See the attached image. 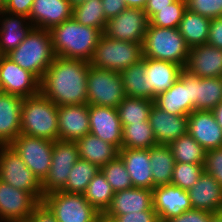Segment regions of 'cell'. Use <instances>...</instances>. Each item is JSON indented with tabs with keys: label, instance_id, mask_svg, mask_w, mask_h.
I'll use <instances>...</instances> for the list:
<instances>
[{
	"label": "cell",
	"instance_id": "6da1fadb",
	"mask_svg": "<svg viewBox=\"0 0 222 222\" xmlns=\"http://www.w3.org/2000/svg\"><path fill=\"white\" fill-rule=\"evenodd\" d=\"M90 63L55 56L40 80V93L56 106L87 104Z\"/></svg>",
	"mask_w": 222,
	"mask_h": 222
},
{
	"label": "cell",
	"instance_id": "7a4b0ae2",
	"mask_svg": "<svg viewBox=\"0 0 222 222\" xmlns=\"http://www.w3.org/2000/svg\"><path fill=\"white\" fill-rule=\"evenodd\" d=\"M52 47L56 56L90 62L102 30L79 24L73 17L52 27Z\"/></svg>",
	"mask_w": 222,
	"mask_h": 222
},
{
	"label": "cell",
	"instance_id": "3957f363",
	"mask_svg": "<svg viewBox=\"0 0 222 222\" xmlns=\"http://www.w3.org/2000/svg\"><path fill=\"white\" fill-rule=\"evenodd\" d=\"M20 126L23 135L59 140L58 106L41 93L23 98Z\"/></svg>",
	"mask_w": 222,
	"mask_h": 222
},
{
	"label": "cell",
	"instance_id": "277c9868",
	"mask_svg": "<svg viewBox=\"0 0 222 222\" xmlns=\"http://www.w3.org/2000/svg\"><path fill=\"white\" fill-rule=\"evenodd\" d=\"M6 56L41 80L56 56L49 30L33 27L19 46Z\"/></svg>",
	"mask_w": 222,
	"mask_h": 222
},
{
	"label": "cell",
	"instance_id": "5b68a950",
	"mask_svg": "<svg viewBox=\"0 0 222 222\" xmlns=\"http://www.w3.org/2000/svg\"><path fill=\"white\" fill-rule=\"evenodd\" d=\"M143 57L186 67L190 48L178 28L148 25L143 42Z\"/></svg>",
	"mask_w": 222,
	"mask_h": 222
},
{
	"label": "cell",
	"instance_id": "8992f818",
	"mask_svg": "<svg viewBox=\"0 0 222 222\" xmlns=\"http://www.w3.org/2000/svg\"><path fill=\"white\" fill-rule=\"evenodd\" d=\"M142 59L141 43L111 39L103 34L89 63L98 69L122 72Z\"/></svg>",
	"mask_w": 222,
	"mask_h": 222
},
{
	"label": "cell",
	"instance_id": "52a82bcc",
	"mask_svg": "<svg viewBox=\"0 0 222 222\" xmlns=\"http://www.w3.org/2000/svg\"><path fill=\"white\" fill-rule=\"evenodd\" d=\"M86 87L89 105L117 108L126 97L120 72L90 65Z\"/></svg>",
	"mask_w": 222,
	"mask_h": 222
},
{
	"label": "cell",
	"instance_id": "ba28073f",
	"mask_svg": "<svg viewBox=\"0 0 222 222\" xmlns=\"http://www.w3.org/2000/svg\"><path fill=\"white\" fill-rule=\"evenodd\" d=\"M0 180L13 188L30 192L39 202L43 201L41 182L10 145H0Z\"/></svg>",
	"mask_w": 222,
	"mask_h": 222
},
{
	"label": "cell",
	"instance_id": "9c48e42d",
	"mask_svg": "<svg viewBox=\"0 0 222 222\" xmlns=\"http://www.w3.org/2000/svg\"><path fill=\"white\" fill-rule=\"evenodd\" d=\"M43 202L58 222H97L100 215L84 194L54 191L45 195Z\"/></svg>",
	"mask_w": 222,
	"mask_h": 222
},
{
	"label": "cell",
	"instance_id": "30bf717a",
	"mask_svg": "<svg viewBox=\"0 0 222 222\" xmlns=\"http://www.w3.org/2000/svg\"><path fill=\"white\" fill-rule=\"evenodd\" d=\"M10 146L36 178L42 182L51 167L54 141L20 134Z\"/></svg>",
	"mask_w": 222,
	"mask_h": 222
},
{
	"label": "cell",
	"instance_id": "8fae6325",
	"mask_svg": "<svg viewBox=\"0 0 222 222\" xmlns=\"http://www.w3.org/2000/svg\"><path fill=\"white\" fill-rule=\"evenodd\" d=\"M78 160V146L75 142L62 140L54 142L51 167L41 182L44 196L65 187L70 171Z\"/></svg>",
	"mask_w": 222,
	"mask_h": 222
},
{
	"label": "cell",
	"instance_id": "7c38bea8",
	"mask_svg": "<svg viewBox=\"0 0 222 222\" xmlns=\"http://www.w3.org/2000/svg\"><path fill=\"white\" fill-rule=\"evenodd\" d=\"M148 25L144 9L127 7L106 22L103 34L111 39L143 44Z\"/></svg>",
	"mask_w": 222,
	"mask_h": 222
},
{
	"label": "cell",
	"instance_id": "4fadbf2b",
	"mask_svg": "<svg viewBox=\"0 0 222 222\" xmlns=\"http://www.w3.org/2000/svg\"><path fill=\"white\" fill-rule=\"evenodd\" d=\"M0 85L4 93L22 98L40 93V80L6 55H0Z\"/></svg>",
	"mask_w": 222,
	"mask_h": 222
},
{
	"label": "cell",
	"instance_id": "5bb4252c",
	"mask_svg": "<svg viewBox=\"0 0 222 222\" xmlns=\"http://www.w3.org/2000/svg\"><path fill=\"white\" fill-rule=\"evenodd\" d=\"M39 203L30 192L0 180V220L3 222H26Z\"/></svg>",
	"mask_w": 222,
	"mask_h": 222
},
{
	"label": "cell",
	"instance_id": "9a60e30c",
	"mask_svg": "<svg viewBox=\"0 0 222 222\" xmlns=\"http://www.w3.org/2000/svg\"><path fill=\"white\" fill-rule=\"evenodd\" d=\"M153 209L159 222L179 216L187 210L193 209L188 190L168 184L152 189Z\"/></svg>",
	"mask_w": 222,
	"mask_h": 222
},
{
	"label": "cell",
	"instance_id": "2e32d148",
	"mask_svg": "<svg viewBox=\"0 0 222 222\" xmlns=\"http://www.w3.org/2000/svg\"><path fill=\"white\" fill-rule=\"evenodd\" d=\"M89 133L122 148L123 128L116 108L89 105Z\"/></svg>",
	"mask_w": 222,
	"mask_h": 222
},
{
	"label": "cell",
	"instance_id": "e0dca14e",
	"mask_svg": "<svg viewBox=\"0 0 222 222\" xmlns=\"http://www.w3.org/2000/svg\"><path fill=\"white\" fill-rule=\"evenodd\" d=\"M59 140L76 142L90 131L89 104L58 106Z\"/></svg>",
	"mask_w": 222,
	"mask_h": 222
},
{
	"label": "cell",
	"instance_id": "ac0fdd59",
	"mask_svg": "<svg viewBox=\"0 0 222 222\" xmlns=\"http://www.w3.org/2000/svg\"><path fill=\"white\" fill-rule=\"evenodd\" d=\"M188 133L206 151L222 147V128L212 111L194 110L189 114Z\"/></svg>",
	"mask_w": 222,
	"mask_h": 222
},
{
	"label": "cell",
	"instance_id": "d6986e66",
	"mask_svg": "<svg viewBox=\"0 0 222 222\" xmlns=\"http://www.w3.org/2000/svg\"><path fill=\"white\" fill-rule=\"evenodd\" d=\"M154 105L174 115L191 114L193 104L190 100L189 72L183 69L172 87L154 98Z\"/></svg>",
	"mask_w": 222,
	"mask_h": 222
},
{
	"label": "cell",
	"instance_id": "ffe728a7",
	"mask_svg": "<svg viewBox=\"0 0 222 222\" xmlns=\"http://www.w3.org/2000/svg\"><path fill=\"white\" fill-rule=\"evenodd\" d=\"M72 13L68 0H34L28 19L33 27L50 30L71 19Z\"/></svg>",
	"mask_w": 222,
	"mask_h": 222
},
{
	"label": "cell",
	"instance_id": "44dd1931",
	"mask_svg": "<svg viewBox=\"0 0 222 222\" xmlns=\"http://www.w3.org/2000/svg\"><path fill=\"white\" fill-rule=\"evenodd\" d=\"M184 69L199 78L222 77V49L207 43L191 48Z\"/></svg>",
	"mask_w": 222,
	"mask_h": 222
},
{
	"label": "cell",
	"instance_id": "7402d4cb",
	"mask_svg": "<svg viewBox=\"0 0 222 222\" xmlns=\"http://www.w3.org/2000/svg\"><path fill=\"white\" fill-rule=\"evenodd\" d=\"M148 121L157 145H169L188 133V116L170 114L155 105L152 106Z\"/></svg>",
	"mask_w": 222,
	"mask_h": 222
},
{
	"label": "cell",
	"instance_id": "603a6c76",
	"mask_svg": "<svg viewBox=\"0 0 222 222\" xmlns=\"http://www.w3.org/2000/svg\"><path fill=\"white\" fill-rule=\"evenodd\" d=\"M153 209L152 190L132 187L115 192L110 207L104 213L108 217Z\"/></svg>",
	"mask_w": 222,
	"mask_h": 222
},
{
	"label": "cell",
	"instance_id": "cb8c5ba5",
	"mask_svg": "<svg viewBox=\"0 0 222 222\" xmlns=\"http://www.w3.org/2000/svg\"><path fill=\"white\" fill-rule=\"evenodd\" d=\"M188 193L193 209L208 213L222 211V186L205 171Z\"/></svg>",
	"mask_w": 222,
	"mask_h": 222
},
{
	"label": "cell",
	"instance_id": "d4e9b609",
	"mask_svg": "<svg viewBox=\"0 0 222 222\" xmlns=\"http://www.w3.org/2000/svg\"><path fill=\"white\" fill-rule=\"evenodd\" d=\"M189 84L193 111H212L222 102V77L199 78L189 73Z\"/></svg>",
	"mask_w": 222,
	"mask_h": 222
},
{
	"label": "cell",
	"instance_id": "484cf974",
	"mask_svg": "<svg viewBox=\"0 0 222 222\" xmlns=\"http://www.w3.org/2000/svg\"><path fill=\"white\" fill-rule=\"evenodd\" d=\"M0 55L16 49L33 28L28 17L0 11Z\"/></svg>",
	"mask_w": 222,
	"mask_h": 222
},
{
	"label": "cell",
	"instance_id": "4316f807",
	"mask_svg": "<svg viewBox=\"0 0 222 222\" xmlns=\"http://www.w3.org/2000/svg\"><path fill=\"white\" fill-rule=\"evenodd\" d=\"M23 98L0 93V145H10L20 134Z\"/></svg>",
	"mask_w": 222,
	"mask_h": 222
},
{
	"label": "cell",
	"instance_id": "83f0119b",
	"mask_svg": "<svg viewBox=\"0 0 222 222\" xmlns=\"http://www.w3.org/2000/svg\"><path fill=\"white\" fill-rule=\"evenodd\" d=\"M119 157L125 164L133 187L152 190V167L149 149L121 148Z\"/></svg>",
	"mask_w": 222,
	"mask_h": 222
},
{
	"label": "cell",
	"instance_id": "f1b7e54d",
	"mask_svg": "<svg viewBox=\"0 0 222 222\" xmlns=\"http://www.w3.org/2000/svg\"><path fill=\"white\" fill-rule=\"evenodd\" d=\"M182 70L180 65L169 61L145 58V75L148 87H151V100L170 89Z\"/></svg>",
	"mask_w": 222,
	"mask_h": 222
},
{
	"label": "cell",
	"instance_id": "f546056e",
	"mask_svg": "<svg viewBox=\"0 0 222 222\" xmlns=\"http://www.w3.org/2000/svg\"><path fill=\"white\" fill-rule=\"evenodd\" d=\"M75 143L78 146L79 159L93 163L99 168L119 156V149L116 146L91 133L78 139Z\"/></svg>",
	"mask_w": 222,
	"mask_h": 222
},
{
	"label": "cell",
	"instance_id": "4dcf8cb0",
	"mask_svg": "<svg viewBox=\"0 0 222 222\" xmlns=\"http://www.w3.org/2000/svg\"><path fill=\"white\" fill-rule=\"evenodd\" d=\"M210 22L211 19L208 17L201 16L188 9L185 10L178 30L190 49L207 43Z\"/></svg>",
	"mask_w": 222,
	"mask_h": 222
},
{
	"label": "cell",
	"instance_id": "1f68e13d",
	"mask_svg": "<svg viewBox=\"0 0 222 222\" xmlns=\"http://www.w3.org/2000/svg\"><path fill=\"white\" fill-rule=\"evenodd\" d=\"M152 167V189L171 184L175 159L168 145H156L149 148Z\"/></svg>",
	"mask_w": 222,
	"mask_h": 222
},
{
	"label": "cell",
	"instance_id": "d6a6232c",
	"mask_svg": "<svg viewBox=\"0 0 222 222\" xmlns=\"http://www.w3.org/2000/svg\"><path fill=\"white\" fill-rule=\"evenodd\" d=\"M121 73L124 92L127 97L146 98L151 100V87H148L145 75V58Z\"/></svg>",
	"mask_w": 222,
	"mask_h": 222
},
{
	"label": "cell",
	"instance_id": "836d02e7",
	"mask_svg": "<svg viewBox=\"0 0 222 222\" xmlns=\"http://www.w3.org/2000/svg\"><path fill=\"white\" fill-rule=\"evenodd\" d=\"M153 105L154 100L126 96L116 108L122 128L129 124L148 121Z\"/></svg>",
	"mask_w": 222,
	"mask_h": 222
},
{
	"label": "cell",
	"instance_id": "e575fe53",
	"mask_svg": "<svg viewBox=\"0 0 222 222\" xmlns=\"http://www.w3.org/2000/svg\"><path fill=\"white\" fill-rule=\"evenodd\" d=\"M175 163L204 164L206 150L189 133L170 143Z\"/></svg>",
	"mask_w": 222,
	"mask_h": 222
},
{
	"label": "cell",
	"instance_id": "d590c367",
	"mask_svg": "<svg viewBox=\"0 0 222 222\" xmlns=\"http://www.w3.org/2000/svg\"><path fill=\"white\" fill-rule=\"evenodd\" d=\"M156 145V138L149 121L123 127L122 148L149 149Z\"/></svg>",
	"mask_w": 222,
	"mask_h": 222
},
{
	"label": "cell",
	"instance_id": "8d00e7d4",
	"mask_svg": "<svg viewBox=\"0 0 222 222\" xmlns=\"http://www.w3.org/2000/svg\"><path fill=\"white\" fill-rule=\"evenodd\" d=\"M114 194L111 185L100 171L88 184L84 196L99 213H105L111 205Z\"/></svg>",
	"mask_w": 222,
	"mask_h": 222
},
{
	"label": "cell",
	"instance_id": "74e56055",
	"mask_svg": "<svg viewBox=\"0 0 222 222\" xmlns=\"http://www.w3.org/2000/svg\"><path fill=\"white\" fill-rule=\"evenodd\" d=\"M100 168L93 163L79 159L72 167L65 187L61 190L67 193L84 194L88 184Z\"/></svg>",
	"mask_w": 222,
	"mask_h": 222
},
{
	"label": "cell",
	"instance_id": "f35d334b",
	"mask_svg": "<svg viewBox=\"0 0 222 222\" xmlns=\"http://www.w3.org/2000/svg\"><path fill=\"white\" fill-rule=\"evenodd\" d=\"M72 17L85 26L104 31L106 17L101 0H87L73 7Z\"/></svg>",
	"mask_w": 222,
	"mask_h": 222
},
{
	"label": "cell",
	"instance_id": "ab89813d",
	"mask_svg": "<svg viewBox=\"0 0 222 222\" xmlns=\"http://www.w3.org/2000/svg\"><path fill=\"white\" fill-rule=\"evenodd\" d=\"M100 171L111 185L114 192L122 191L133 187L130 175L125 167L124 162L118 156L115 160L110 161L100 168Z\"/></svg>",
	"mask_w": 222,
	"mask_h": 222
},
{
	"label": "cell",
	"instance_id": "60d3db41",
	"mask_svg": "<svg viewBox=\"0 0 222 222\" xmlns=\"http://www.w3.org/2000/svg\"><path fill=\"white\" fill-rule=\"evenodd\" d=\"M186 0H176L169 7L159 9L150 20L149 25L156 27L178 28L186 10Z\"/></svg>",
	"mask_w": 222,
	"mask_h": 222
},
{
	"label": "cell",
	"instance_id": "b9f144b4",
	"mask_svg": "<svg viewBox=\"0 0 222 222\" xmlns=\"http://www.w3.org/2000/svg\"><path fill=\"white\" fill-rule=\"evenodd\" d=\"M204 172V164L175 163L171 184L184 190L192 188Z\"/></svg>",
	"mask_w": 222,
	"mask_h": 222
},
{
	"label": "cell",
	"instance_id": "7bdbcfd3",
	"mask_svg": "<svg viewBox=\"0 0 222 222\" xmlns=\"http://www.w3.org/2000/svg\"><path fill=\"white\" fill-rule=\"evenodd\" d=\"M186 8L210 19L222 17V0H186Z\"/></svg>",
	"mask_w": 222,
	"mask_h": 222
},
{
	"label": "cell",
	"instance_id": "ee69618b",
	"mask_svg": "<svg viewBox=\"0 0 222 222\" xmlns=\"http://www.w3.org/2000/svg\"><path fill=\"white\" fill-rule=\"evenodd\" d=\"M204 171L222 186V147L206 151Z\"/></svg>",
	"mask_w": 222,
	"mask_h": 222
},
{
	"label": "cell",
	"instance_id": "f6af8a7d",
	"mask_svg": "<svg viewBox=\"0 0 222 222\" xmlns=\"http://www.w3.org/2000/svg\"><path fill=\"white\" fill-rule=\"evenodd\" d=\"M117 222H159L155 210H146L125 215H118Z\"/></svg>",
	"mask_w": 222,
	"mask_h": 222
},
{
	"label": "cell",
	"instance_id": "bcb514c9",
	"mask_svg": "<svg viewBox=\"0 0 222 222\" xmlns=\"http://www.w3.org/2000/svg\"><path fill=\"white\" fill-rule=\"evenodd\" d=\"M26 222H58L54 213L42 201L32 211Z\"/></svg>",
	"mask_w": 222,
	"mask_h": 222
},
{
	"label": "cell",
	"instance_id": "7dc6e473",
	"mask_svg": "<svg viewBox=\"0 0 222 222\" xmlns=\"http://www.w3.org/2000/svg\"><path fill=\"white\" fill-rule=\"evenodd\" d=\"M210 221V213L191 209L182 213L179 216L173 217L166 222H209Z\"/></svg>",
	"mask_w": 222,
	"mask_h": 222
},
{
	"label": "cell",
	"instance_id": "c3c4849f",
	"mask_svg": "<svg viewBox=\"0 0 222 222\" xmlns=\"http://www.w3.org/2000/svg\"><path fill=\"white\" fill-rule=\"evenodd\" d=\"M34 0H9L2 8L8 13L29 17Z\"/></svg>",
	"mask_w": 222,
	"mask_h": 222
},
{
	"label": "cell",
	"instance_id": "681fc988",
	"mask_svg": "<svg viewBox=\"0 0 222 222\" xmlns=\"http://www.w3.org/2000/svg\"><path fill=\"white\" fill-rule=\"evenodd\" d=\"M207 44L222 49V17L211 19Z\"/></svg>",
	"mask_w": 222,
	"mask_h": 222
},
{
	"label": "cell",
	"instance_id": "f907efd6",
	"mask_svg": "<svg viewBox=\"0 0 222 222\" xmlns=\"http://www.w3.org/2000/svg\"><path fill=\"white\" fill-rule=\"evenodd\" d=\"M101 2L107 21L127 8L124 0H101Z\"/></svg>",
	"mask_w": 222,
	"mask_h": 222
},
{
	"label": "cell",
	"instance_id": "816d5d0a",
	"mask_svg": "<svg viewBox=\"0 0 222 222\" xmlns=\"http://www.w3.org/2000/svg\"><path fill=\"white\" fill-rule=\"evenodd\" d=\"M175 1L176 0H147L144 11L150 20L157 12H159V9L169 7V5Z\"/></svg>",
	"mask_w": 222,
	"mask_h": 222
},
{
	"label": "cell",
	"instance_id": "f5cc1de1",
	"mask_svg": "<svg viewBox=\"0 0 222 222\" xmlns=\"http://www.w3.org/2000/svg\"><path fill=\"white\" fill-rule=\"evenodd\" d=\"M124 1L127 7L135 9H144L147 3V0H124Z\"/></svg>",
	"mask_w": 222,
	"mask_h": 222
},
{
	"label": "cell",
	"instance_id": "db71d44e",
	"mask_svg": "<svg viewBox=\"0 0 222 222\" xmlns=\"http://www.w3.org/2000/svg\"><path fill=\"white\" fill-rule=\"evenodd\" d=\"M215 119L219 126L222 128V102L219 103L213 110H212Z\"/></svg>",
	"mask_w": 222,
	"mask_h": 222
},
{
	"label": "cell",
	"instance_id": "11a10c76",
	"mask_svg": "<svg viewBox=\"0 0 222 222\" xmlns=\"http://www.w3.org/2000/svg\"><path fill=\"white\" fill-rule=\"evenodd\" d=\"M209 222H222V211L210 213V221Z\"/></svg>",
	"mask_w": 222,
	"mask_h": 222
},
{
	"label": "cell",
	"instance_id": "9f6ffc18",
	"mask_svg": "<svg viewBox=\"0 0 222 222\" xmlns=\"http://www.w3.org/2000/svg\"><path fill=\"white\" fill-rule=\"evenodd\" d=\"M97 222H117L116 219L108 217L107 215H105L104 213H100Z\"/></svg>",
	"mask_w": 222,
	"mask_h": 222
},
{
	"label": "cell",
	"instance_id": "6f0895ef",
	"mask_svg": "<svg viewBox=\"0 0 222 222\" xmlns=\"http://www.w3.org/2000/svg\"><path fill=\"white\" fill-rule=\"evenodd\" d=\"M71 4L72 7H75L76 5L78 4H81V3H84L86 2L87 0H68Z\"/></svg>",
	"mask_w": 222,
	"mask_h": 222
},
{
	"label": "cell",
	"instance_id": "680465c9",
	"mask_svg": "<svg viewBox=\"0 0 222 222\" xmlns=\"http://www.w3.org/2000/svg\"><path fill=\"white\" fill-rule=\"evenodd\" d=\"M9 0H0V6L3 8Z\"/></svg>",
	"mask_w": 222,
	"mask_h": 222
}]
</instances>
